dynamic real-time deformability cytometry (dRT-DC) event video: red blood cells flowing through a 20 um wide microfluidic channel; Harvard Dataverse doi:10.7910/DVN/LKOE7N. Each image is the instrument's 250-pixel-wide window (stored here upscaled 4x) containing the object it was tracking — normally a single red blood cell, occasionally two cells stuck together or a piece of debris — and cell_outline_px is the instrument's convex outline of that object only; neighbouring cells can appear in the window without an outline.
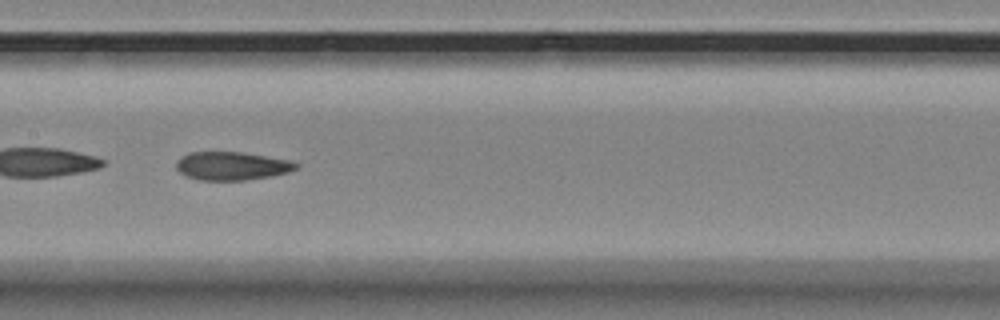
{"species": "Egyptian fruit bat (a non-hibernating species)", "species_latin": "Rousettus aegyptiacus", "temperature_condition": "room temperature", "stored_images_in_passage": 39, "camera_frame_rate_fps": 3000, "um_per_image_px": 0.085, "animal": {"sex": "female"}, "frame": {"image": 1, "passage_image": 12, "time_ms": 3.667, "image_size_px": [1000, 320], "cell_outline_px": [[300, 164], [296, 168], [288, 172], [272, 176], [244, 180], [200, 180], [188, 176], [180, 172], [176, 168], [176, 160], [180, 156], [188, 152], [240, 152], [288, 160]], "centroid_in_image_um": [19.67, 14.1], "position_along_channel_um": 187.7, "area_um2": 19.65}, "authors_computed_cell_mechanics": {"area_um2": 20.3456, "velocity_mm_per_s": 3.5603, "shape_relaxation_time_tau1_ms": null, "shape_relaxation_time_tau2_ms": 3.266, "deformation_change_tau1": null, "deformation_change_tau2": 0.1096}}